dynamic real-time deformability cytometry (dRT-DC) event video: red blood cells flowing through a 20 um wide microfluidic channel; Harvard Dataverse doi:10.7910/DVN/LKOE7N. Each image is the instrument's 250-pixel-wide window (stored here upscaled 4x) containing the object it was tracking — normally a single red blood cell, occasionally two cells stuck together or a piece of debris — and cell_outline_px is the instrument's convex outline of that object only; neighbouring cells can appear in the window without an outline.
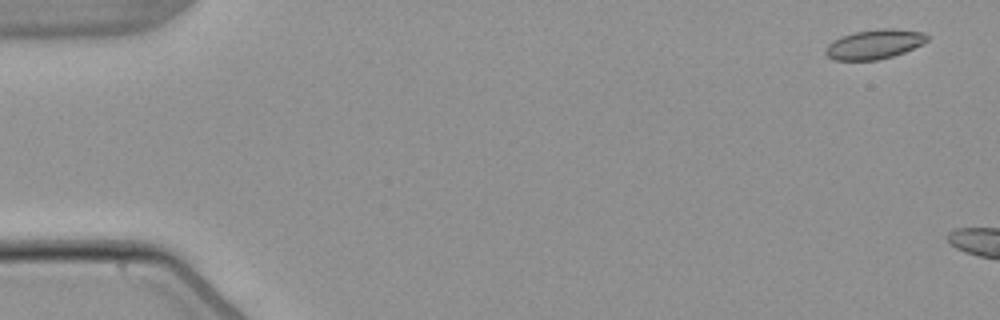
{"species": "common noctule bat (a hibernating species)", "species_latin": "Nyctalus noctula", "temperature_condition": "warm", "stored_images_in_passage": 5, "camera_frame_rate_fps": 3000, "um_per_image_px": 0.085, "animal": {"sex": "male", "body_mass_g": 21.5, "forearm_length_mm": 52.0}, "frame": {"image": 1, "passage_image": 1, "time_ms": 0.0, "image_size_px": [1000, 320], "cell_outline_px": [[928, 40], [904, 52], [892, 56], [876, 60], [832, 60], [824, 52], [824, 48], [832, 40], [840, 36], [856, 32], [880, 28], [892, 28], [924, 32], [928, 36]], "centroid_in_image_um": [74.28, 3.75], "position_along_channel_um": 10.7, "area_um2": 17.46}}